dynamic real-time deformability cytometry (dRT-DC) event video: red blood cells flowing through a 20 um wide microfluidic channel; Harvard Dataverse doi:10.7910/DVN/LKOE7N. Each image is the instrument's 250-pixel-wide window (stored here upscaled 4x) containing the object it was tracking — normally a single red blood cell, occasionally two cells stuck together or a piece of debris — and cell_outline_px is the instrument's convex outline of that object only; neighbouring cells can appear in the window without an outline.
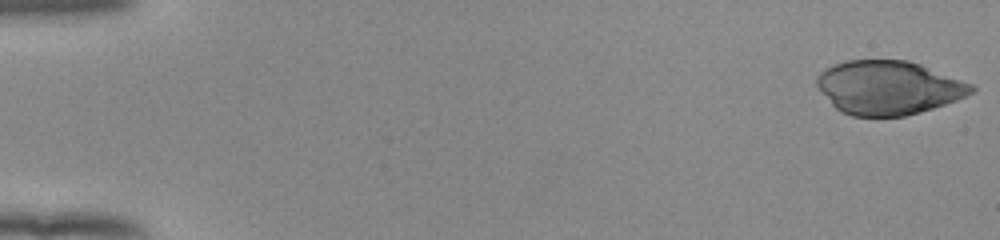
{"species": "human", "species_latin": "Homo sapiens", "temperature_condition": "room temperature", "stored_images_in_passage": 52, "camera_frame_rate_fps": 3000, "um_per_image_px": 0.085, "donor": {"sex": "female"}, "frame": {"image": 1, "passage_image": 1, "time_ms": 0.0, "image_size_px": [1000, 240], "cell_outline_px": [[976, 88], [972, 92], [956, 100], [920, 112], [904, 116], [852, 116], [836, 108], [832, 104], [816, 84], [816, 76], [820, 72], [832, 64], [844, 60], [908, 60], [920, 64], [972, 84]], "centroid_in_image_um": [75.49, 7.43], "position_along_channel_um": 9.5, "area_um2": 48.09}}
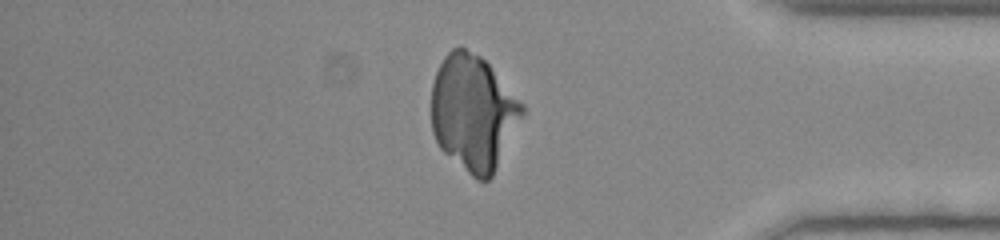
{"frame": {"image": 2, "passage_image": 45, "time_ms": 14.667, "image_size_px": [1000, 240], "cell_outline_px": [[524, 112], [492, 176], [488, 180], [476, 180], [444, 152], [440, 148], [432, 132], [432, 84], [436, 72], [444, 56], [452, 48], [460, 44], [480, 56], [488, 64], [524, 104]], "centroid_in_image_um": [40.2, 9.55], "position_along_channel_um": 395.0, "area_um2": 60.69}}
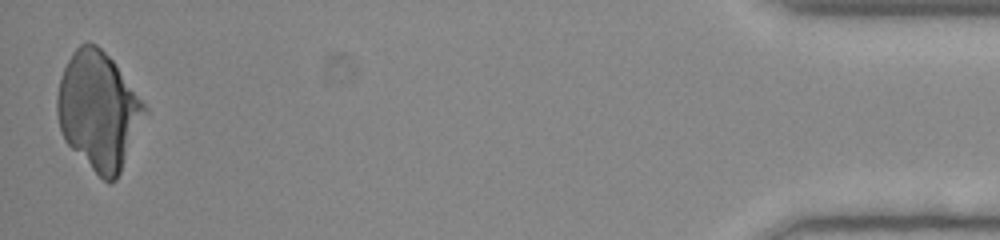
{"frame": {"image": 3, "passage_image": 52, "time_ms": 17.0, "image_size_px": [1000, 240], "cell_outline_px": [[148, 108], [120, 172], [116, 180], [112, 184], [108, 184], [64, 140], [60, 128], [56, 112], [56, 96], [60, 76], [72, 52], [80, 44], [88, 40], [96, 44], [116, 64]], "centroid_in_image_um": [8.35, 9.37], "position_along_channel_um": 426.9, "area_um2": 59.48}}